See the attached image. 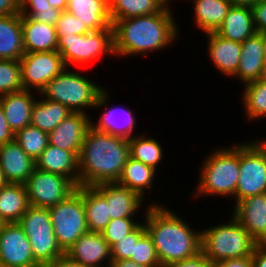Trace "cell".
Segmentation results:
<instances>
[{"mask_svg":"<svg viewBox=\"0 0 266 267\" xmlns=\"http://www.w3.org/2000/svg\"><path fill=\"white\" fill-rule=\"evenodd\" d=\"M171 4L158 13L115 20L112 23L115 56L144 57L173 45L181 28L174 20Z\"/></svg>","mask_w":266,"mask_h":267,"instance_id":"6da1fadb","label":"cell"},{"mask_svg":"<svg viewBox=\"0 0 266 267\" xmlns=\"http://www.w3.org/2000/svg\"><path fill=\"white\" fill-rule=\"evenodd\" d=\"M167 205L150 202L143 213L161 267L192 258L201 252V230L191 228ZM181 216V217H180Z\"/></svg>","mask_w":266,"mask_h":267,"instance_id":"7a4b0ae2","label":"cell"},{"mask_svg":"<svg viewBox=\"0 0 266 267\" xmlns=\"http://www.w3.org/2000/svg\"><path fill=\"white\" fill-rule=\"evenodd\" d=\"M129 156L128 139L90 127L78 156L79 186L117 182Z\"/></svg>","mask_w":266,"mask_h":267,"instance_id":"3957f363","label":"cell"},{"mask_svg":"<svg viewBox=\"0 0 266 267\" xmlns=\"http://www.w3.org/2000/svg\"><path fill=\"white\" fill-rule=\"evenodd\" d=\"M201 162V171L192 199L206 196H228L235 203V192L240 173V142L230 147H219ZM233 196V197H232Z\"/></svg>","mask_w":266,"mask_h":267,"instance_id":"277c9868","label":"cell"},{"mask_svg":"<svg viewBox=\"0 0 266 267\" xmlns=\"http://www.w3.org/2000/svg\"><path fill=\"white\" fill-rule=\"evenodd\" d=\"M224 223L201 230V252L213 263L252 256L257 242L232 216Z\"/></svg>","mask_w":266,"mask_h":267,"instance_id":"5b68a950","label":"cell"},{"mask_svg":"<svg viewBox=\"0 0 266 267\" xmlns=\"http://www.w3.org/2000/svg\"><path fill=\"white\" fill-rule=\"evenodd\" d=\"M66 68L55 76L40 94L48 100L59 102L72 112L88 114L87 109H94L101 92L102 85L90 80L86 74Z\"/></svg>","mask_w":266,"mask_h":267,"instance_id":"8992f818","label":"cell"},{"mask_svg":"<svg viewBox=\"0 0 266 267\" xmlns=\"http://www.w3.org/2000/svg\"><path fill=\"white\" fill-rule=\"evenodd\" d=\"M28 237L35 261L47 267L65 252L59 246L48 208L29 205L18 222Z\"/></svg>","mask_w":266,"mask_h":267,"instance_id":"52a82bcc","label":"cell"},{"mask_svg":"<svg viewBox=\"0 0 266 267\" xmlns=\"http://www.w3.org/2000/svg\"><path fill=\"white\" fill-rule=\"evenodd\" d=\"M57 51L60 53L66 68L85 67L101 56H113V29L89 31L86 34H72L58 40Z\"/></svg>","mask_w":266,"mask_h":267,"instance_id":"ba28073f","label":"cell"},{"mask_svg":"<svg viewBox=\"0 0 266 267\" xmlns=\"http://www.w3.org/2000/svg\"><path fill=\"white\" fill-rule=\"evenodd\" d=\"M256 140L240 142V173L234 206L245 198L266 193V141L260 137Z\"/></svg>","mask_w":266,"mask_h":267,"instance_id":"9c48e42d","label":"cell"},{"mask_svg":"<svg viewBox=\"0 0 266 267\" xmlns=\"http://www.w3.org/2000/svg\"><path fill=\"white\" fill-rule=\"evenodd\" d=\"M54 233L66 252L76 240L89 232L83 204V186H78L64 201L49 208Z\"/></svg>","mask_w":266,"mask_h":267,"instance_id":"30bf717a","label":"cell"},{"mask_svg":"<svg viewBox=\"0 0 266 267\" xmlns=\"http://www.w3.org/2000/svg\"><path fill=\"white\" fill-rule=\"evenodd\" d=\"M29 205L50 208L64 201L77 186L67 177L35 168L25 183Z\"/></svg>","mask_w":266,"mask_h":267,"instance_id":"8fae6325","label":"cell"},{"mask_svg":"<svg viewBox=\"0 0 266 267\" xmlns=\"http://www.w3.org/2000/svg\"><path fill=\"white\" fill-rule=\"evenodd\" d=\"M23 89L39 94L55 76L66 69L58 51L25 53L19 60Z\"/></svg>","mask_w":266,"mask_h":267,"instance_id":"7c38bea8","label":"cell"},{"mask_svg":"<svg viewBox=\"0 0 266 267\" xmlns=\"http://www.w3.org/2000/svg\"><path fill=\"white\" fill-rule=\"evenodd\" d=\"M0 267H41L18 222L4 223L0 230Z\"/></svg>","mask_w":266,"mask_h":267,"instance_id":"4fadbf2b","label":"cell"},{"mask_svg":"<svg viewBox=\"0 0 266 267\" xmlns=\"http://www.w3.org/2000/svg\"><path fill=\"white\" fill-rule=\"evenodd\" d=\"M108 89H104L97 100V104L94 109H103L104 111L100 113V118L98 117L97 122L91 119V127L97 131L109 133L111 135L120 136L126 139L134 137L136 117L133 111L126 109L125 107H115L111 108L109 106L111 100ZM110 101V102H109ZM109 108H107V107ZM107 109V110H106ZM106 110V111H105Z\"/></svg>","mask_w":266,"mask_h":267,"instance_id":"5bb4252c","label":"cell"},{"mask_svg":"<svg viewBox=\"0 0 266 267\" xmlns=\"http://www.w3.org/2000/svg\"><path fill=\"white\" fill-rule=\"evenodd\" d=\"M65 255L84 267H111L112 265L111 246L102 233L88 232L80 236L66 250Z\"/></svg>","mask_w":266,"mask_h":267,"instance_id":"9a60e30c","label":"cell"},{"mask_svg":"<svg viewBox=\"0 0 266 267\" xmlns=\"http://www.w3.org/2000/svg\"><path fill=\"white\" fill-rule=\"evenodd\" d=\"M91 115L73 112L48 134V142L79 156L82 143L91 127Z\"/></svg>","mask_w":266,"mask_h":267,"instance_id":"2e32d148","label":"cell"},{"mask_svg":"<svg viewBox=\"0 0 266 267\" xmlns=\"http://www.w3.org/2000/svg\"><path fill=\"white\" fill-rule=\"evenodd\" d=\"M232 211V216L258 244H266V193L239 201Z\"/></svg>","mask_w":266,"mask_h":267,"instance_id":"e0dca14e","label":"cell"},{"mask_svg":"<svg viewBox=\"0 0 266 267\" xmlns=\"http://www.w3.org/2000/svg\"><path fill=\"white\" fill-rule=\"evenodd\" d=\"M108 203L110 219L136 217L144 199L136 192L117 182L93 186Z\"/></svg>","mask_w":266,"mask_h":267,"instance_id":"ac0fdd59","label":"cell"},{"mask_svg":"<svg viewBox=\"0 0 266 267\" xmlns=\"http://www.w3.org/2000/svg\"><path fill=\"white\" fill-rule=\"evenodd\" d=\"M207 54L215 69L230 79L238 69L242 44L221 37L215 32L206 33Z\"/></svg>","mask_w":266,"mask_h":267,"instance_id":"d6986e66","label":"cell"},{"mask_svg":"<svg viewBox=\"0 0 266 267\" xmlns=\"http://www.w3.org/2000/svg\"><path fill=\"white\" fill-rule=\"evenodd\" d=\"M0 166L9 183L25 184L35 169V160L13 140L0 145Z\"/></svg>","mask_w":266,"mask_h":267,"instance_id":"ffe728a7","label":"cell"},{"mask_svg":"<svg viewBox=\"0 0 266 267\" xmlns=\"http://www.w3.org/2000/svg\"><path fill=\"white\" fill-rule=\"evenodd\" d=\"M35 168L58 174L79 186L78 156L48 143L44 151L35 159Z\"/></svg>","mask_w":266,"mask_h":267,"instance_id":"44dd1931","label":"cell"},{"mask_svg":"<svg viewBox=\"0 0 266 267\" xmlns=\"http://www.w3.org/2000/svg\"><path fill=\"white\" fill-rule=\"evenodd\" d=\"M33 94L37 95L36 92L23 89L0 96L6 120L14 134L31 123L32 108L37 99Z\"/></svg>","mask_w":266,"mask_h":267,"instance_id":"7402d4cb","label":"cell"},{"mask_svg":"<svg viewBox=\"0 0 266 267\" xmlns=\"http://www.w3.org/2000/svg\"><path fill=\"white\" fill-rule=\"evenodd\" d=\"M66 10L80 19L89 31L113 29L109 0H68Z\"/></svg>","mask_w":266,"mask_h":267,"instance_id":"603a6c76","label":"cell"},{"mask_svg":"<svg viewBox=\"0 0 266 267\" xmlns=\"http://www.w3.org/2000/svg\"><path fill=\"white\" fill-rule=\"evenodd\" d=\"M242 44L237 72L232 76L242 85L259 80L265 64L262 37L259 33L247 38Z\"/></svg>","mask_w":266,"mask_h":267,"instance_id":"cb8c5ba5","label":"cell"},{"mask_svg":"<svg viewBox=\"0 0 266 267\" xmlns=\"http://www.w3.org/2000/svg\"><path fill=\"white\" fill-rule=\"evenodd\" d=\"M21 27L25 53L57 51L55 26L21 15Z\"/></svg>","mask_w":266,"mask_h":267,"instance_id":"d4e9b609","label":"cell"},{"mask_svg":"<svg viewBox=\"0 0 266 267\" xmlns=\"http://www.w3.org/2000/svg\"><path fill=\"white\" fill-rule=\"evenodd\" d=\"M215 33L240 43L254 36L257 31L254 26L252 8L232 5L223 23Z\"/></svg>","mask_w":266,"mask_h":267,"instance_id":"484cf974","label":"cell"},{"mask_svg":"<svg viewBox=\"0 0 266 267\" xmlns=\"http://www.w3.org/2000/svg\"><path fill=\"white\" fill-rule=\"evenodd\" d=\"M24 54L21 14L0 16V59L20 60Z\"/></svg>","mask_w":266,"mask_h":267,"instance_id":"4316f807","label":"cell"},{"mask_svg":"<svg viewBox=\"0 0 266 267\" xmlns=\"http://www.w3.org/2000/svg\"><path fill=\"white\" fill-rule=\"evenodd\" d=\"M192 3L194 25L205 34L218 30L232 6L229 0H193Z\"/></svg>","mask_w":266,"mask_h":267,"instance_id":"83f0119b","label":"cell"},{"mask_svg":"<svg viewBox=\"0 0 266 267\" xmlns=\"http://www.w3.org/2000/svg\"><path fill=\"white\" fill-rule=\"evenodd\" d=\"M157 172L154 168L143 164L141 161L128 157L117 183L138 193L143 199L148 192H152Z\"/></svg>","mask_w":266,"mask_h":267,"instance_id":"f1b7e54d","label":"cell"},{"mask_svg":"<svg viewBox=\"0 0 266 267\" xmlns=\"http://www.w3.org/2000/svg\"><path fill=\"white\" fill-rule=\"evenodd\" d=\"M38 95L40 99L38 96L33 105L30 125L49 134L73 112L59 102Z\"/></svg>","mask_w":266,"mask_h":267,"instance_id":"f546056e","label":"cell"},{"mask_svg":"<svg viewBox=\"0 0 266 267\" xmlns=\"http://www.w3.org/2000/svg\"><path fill=\"white\" fill-rule=\"evenodd\" d=\"M28 207L25 184L8 183L0 189V219L4 223L19 222Z\"/></svg>","mask_w":266,"mask_h":267,"instance_id":"4dcf8cb0","label":"cell"},{"mask_svg":"<svg viewBox=\"0 0 266 267\" xmlns=\"http://www.w3.org/2000/svg\"><path fill=\"white\" fill-rule=\"evenodd\" d=\"M83 204L89 232L101 233L111 220L107 200L93 186H83Z\"/></svg>","mask_w":266,"mask_h":267,"instance_id":"1f68e13d","label":"cell"},{"mask_svg":"<svg viewBox=\"0 0 266 267\" xmlns=\"http://www.w3.org/2000/svg\"><path fill=\"white\" fill-rule=\"evenodd\" d=\"M168 0H109L111 22L160 12Z\"/></svg>","mask_w":266,"mask_h":267,"instance_id":"d6a6232c","label":"cell"},{"mask_svg":"<svg viewBox=\"0 0 266 267\" xmlns=\"http://www.w3.org/2000/svg\"><path fill=\"white\" fill-rule=\"evenodd\" d=\"M129 154L135 160L157 170V166L164 160L163 147L154 137L145 136L144 133L136 135L130 139Z\"/></svg>","mask_w":266,"mask_h":267,"instance_id":"836d02e7","label":"cell"},{"mask_svg":"<svg viewBox=\"0 0 266 267\" xmlns=\"http://www.w3.org/2000/svg\"><path fill=\"white\" fill-rule=\"evenodd\" d=\"M242 106L245 119L258 121L266 117V83L260 80L243 85ZM254 120V121H253Z\"/></svg>","mask_w":266,"mask_h":267,"instance_id":"e575fe53","label":"cell"},{"mask_svg":"<svg viewBox=\"0 0 266 267\" xmlns=\"http://www.w3.org/2000/svg\"><path fill=\"white\" fill-rule=\"evenodd\" d=\"M14 140L34 160L48 145V133L34 126H26L14 134Z\"/></svg>","mask_w":266,"mask_h":267,"instance_id":"d590c367","label":"cell"},{"mask_svg":"<svg viewBox=\"0 0 266 267\" xmlns=\"http://www.w3.org/2000/svg\"><path fill=\"white\" fill-rule=\"evenodd\" d=\"M23 90L19 60L0 59V96Z\"/></svg>","mask_w":266,"mask_h":267,"instance_id":"8d00e7d4","label":"cell"},{"mask_svg":"<svg viewBox=\"0 0 266 267\" xmlns=\"http://www.w3.org/2000/svg\"><path fill=\"white\" fill-rule=\"evenodd\" d=\"M140 223L141 220L139 221L136 217L111 219L101 233L112 247L116 242L132 232Z\"/></svg>","mask_w":266,"mask_h":267,"instance_id":"74e56055","label":"cell"},{"mask_svg":"<svg viewBox=\"0 0 266 267\" xmlns=\"http://www.w3.org/2000/svg\"><path fill=\"white\" fill-rule=\"evenodd\" d=\"M147 232L144 221L111 247L112 260L130 259L134 255L135 244Z\"/></svg>","mask_w":266,"mask_h":267,"instance_id":"f35d334b","label":"cell"},{"mask_svg":"<svg viewBox=\"0 0 266 267\" xmlns=\"http://www.w3.org/2000/svg\"><path fill=\"white\" fill-rule=\"evenodd\" d=\"M130 260L144 266L161 267L153 240L148 232L135 244L134 255H131Z\"/></svg>","mask_w":266,"mask_h":267,"instance_id":"ab89813d","label":"cell"},{"mask_svg":"<svg viewBox=\"0 0 266 267\" xmlns=\"http://www.w3.org/2000/svg\"><path fill=\"white\" fill-rule=\"evenodd\" d=\"M57 32V39L64 36H71L72 34H86L89 30L85 25H82L80 19L69 13L67 10L62 11L59 19L55 25Z\"/></svg>","mask_w":266,"mask_h":267,"instance_id":"60d3db41","label":"cell"},{"mask_svg":"<svg viewBox=\"0 0 266 267\" xmlns=\"http://www.w3.org/2000/svg\"><path fill=\"white\" fill-rule=\"evenodd\" d=\"M62 10L54 7L44 9H20V14L52 26L56 25Z\"/></svg>","mask_w":266,"mask_h":267,"instance_id":"b9f144b4","label":"cell"},{"mask_svg":"<svg viewBox=\"0 0 266 267\" xmlns=\"http://www.w3.org/2000/svg\"><path fill=\"white\" fill-rule=\"evenodd\" d=\"M254 26L257 33L266 31V0L252 7Z\"/></svg>","mask_w":266,"mask_h":267,"instance_id":"7bdbcfd3","label":"cell"},{"mask_svg":"<svg viewBox=\"0 0 266 267\" xmlns=\"http://www.w3.org/2000/svg\"><path fill=\"white\" fill-rule=\"evenodd\" d=\"M213 265L202 252H199L192 258L170 264L166 267H213Z\"/></svg>","mask_w":266,"mask_h":267,"instance_id":"ee69618b","label":"cell"},{"mask_svg":"<svg viewBox=\"0 0 266 267\" xmlns=\"http://www.w3.org/2000/svg\"><path fill=\"white\" fill-rule=\"evenodd\" d=\"M14 140V133L9 127L6 120L4 110L0 103V145L12 142Z\"/></svg>","mask_w":266,"mask_h":267,"instance_id":"f6af8a7d","label":"cell"},{"mask_svg":"<svg viewBox=\"0 0 266 267\" xmlns=\"http://www.w3.org/2000/svg\"><path fill=\"white\" fill-rule=\"evenodd\" d=\"M213 267H253V259L252 256L227 259L215 263Z\"/></svg>","mask_w":266,"mask_h":267,"instance_id":"bcb514c9","label":"cell"},{"mask_svg":"<svg viewBox=\"0 0 266 267\" xmlns=\"http://www.w3.org/2000/svg\"><path fill=\"white\" fill-rule=\"evenodd\" d=\"M20 14L18 0H0V16Z\"/></svg>","mask_w":266,"mask_h":267,"instance_id":"7dc6e473","label":"cell"},{"mask_svg":"<svg viewBox=\"0 0 266 267\" xmlns=\"http://www.w3.org/2000/svg\"><path fill=\"white\" fill-rule=\"evenodd\" d=\"M252 259L253 267H266V244H257Z\"/></svg>","mask_w":266,"mask_h":267,"instance_id":"c3c4849f","label":"cell"},{"mask_svg":"<svg viewBox=\"0 0 266 267\" xmlns=\"http://www.w3.org/2000/svg\"><path fill=\"white\" fill-rule=\"evenodd\" d=\"M19 9H44L52 7L47 0H18Z\"/></svg>","mask_w":266,"mask_h":267,"instance_id":"681fc988","label":"cell"},{"mask_svg":"<svg viewBox=\"0 0 266 267\" xmlns=\"http://www.w3.org/2000/svg\"><path fill=\"white\" fill-rule=\"evenodd\" d=\"M47 267H84L79 263L69 259L66 255L59 257L53 263L49 264Z\"/></svg>","mask_w":266,"mask_h":267,"instance_id":"f907efd6","label":"cell"},{"mask_svg":"<svg viewBox=\"0 0 266 267\" xmlns=\"http://www.w3.org/2000/svg\"><path fill=\"white\" fill-rule=\"evenodd\" d=\"M111 267H150L137 264L133 260L130 259H122V260H112Z\"/></svg>","mask_w":266,"mask_h":267,"instance_id":"816d5d0a","label":"cell"},{"mask_svg":"<svg viewBox=\"0 0 266 267\" xmlns=\"http://www.w3.org/2000/svg\"><path fill=\"white\" fill-rule=\"evenodd\" d=\"M261 0H229L231 5L234 6H246L252 8L258 4Z\"/></svg>","mask_w":266,"mask_h":267,"instance_id":"f5cc1de1","label":"cell"},{"mask_svg":"<svg viewBox=\"0 0 266 267\" xmlns=\"http://www.w3.org/2000/svg\"><path fill=\"white\" fill-rule=\"evenodd\" d=\"M47 1L54 8H58L62 11H65L67 9L68 0H47Z\"/></svg>","mask_w":266,"mask_h":267,"instance_id":"db71d44e","label":"cell"},{"mask_svg":"<svg viewBox=\"0 0 266 267\" xmlns=\"http://www.w3.org/2000/svg\"><path fill=\"white\" fill-rule=\"evenodd\" d=\"M9 182L6 180V177L0 166V189L6 186Z\"/></svg>","mask_w":266,"mask_h":267,"instance_id":"11a10c76","label":"cell"},{"mask_svg":"<svg viewBox=\"0 0 266 267\" xmlns=\"http://www.w3.org/2000/svg\"><path fill=\"white\" fill-rule=\"evenodd\" d=\"M259 34L261 35L262 41H263L264 59H265V63H266V31L265 32H261Z\"/></svg>","mask_w":266,"mask_h":267,"instance_id":"9f6ffc18","label":"cell"},{"mask_svg":"<svg viewBox=\"0 0 266 267\" xmlns=\"http://www.w3.org/2000/svg\"><path fill=\"white\" fill-rule=\"evenodd\" d=\"M259 80L266 83V63L263 65Z\"/></svg>","mask_w":266,"mask_h":267,"instance_id":"6f0895ef","label":"cell"},{"mask_svg":"<svg viewBox=\"0 0 266 267\" xmlns=\"http://www.w3.org/2000/svg\"><path fill=\"white\" fill-rule=\"evenodd\" d=\"M3 224H4V222L0 219V230H1L2 226H3Z\"/></svg>","mask_w":266,"mask_h":267,"instance_id":"680465c9","label":"cell"}]
</instances>
